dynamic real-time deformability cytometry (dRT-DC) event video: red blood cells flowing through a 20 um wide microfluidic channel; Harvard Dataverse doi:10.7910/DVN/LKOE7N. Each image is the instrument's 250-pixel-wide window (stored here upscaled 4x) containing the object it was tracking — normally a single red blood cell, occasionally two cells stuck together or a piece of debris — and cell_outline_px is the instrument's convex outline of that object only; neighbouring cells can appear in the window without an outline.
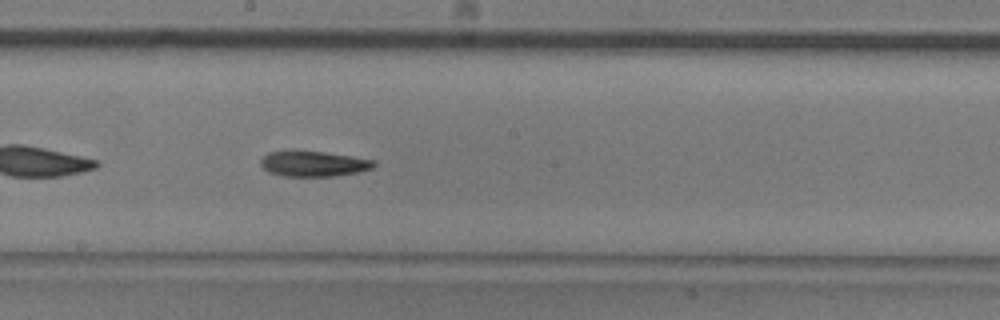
{"species": "common noctule bat (a hibernating species)", "species_latin": "Nyctalus noctula", "temperature_condition": "room temperature", "stored_images_in_passage": 21, "camera_frame_rate_fps": 3000, "um_per_image_px": 0.085, "animal": {"sex": "male", "body_mass_g": 20.5, "forearm_length_mm": 52.5}, "frame": {"image": 1, "passage_image": 14, "time_ms": 4.333, "image_size_px": [1000, 320], "cell_outline_px": [[376, 164], [372, 168], [356, 172], [336, 176], [284, 176], [268, 172], [260, 164], [260, 160], [268, 152], [324, 152], [352, 156], [376, 160]], "centroid_in_image_um": [26.68, 13.93], "position_along_channel_um": 221.5, "area_um2": 16.47}}
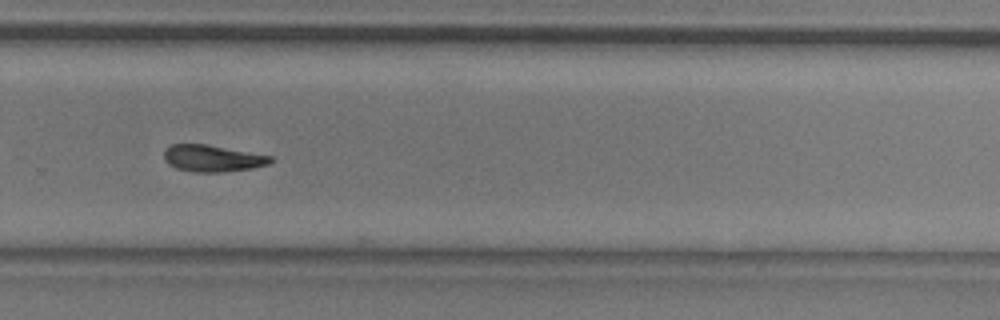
{"frame": {"image": 2, "passage_image": 21, "time_ms": 6.667, "image_size_px": [1000, 320], "cell_outline_px": [[272, 160], [268, 164], [252, 168], [220, 172], [192, 172], [176, 168], [168, 164], [164, 160], [164, 152], [172, 144], [208, 144], [272, 156]], "centroid_in_image_um": [18.04, 13.46], "position_along_channel_um": 311.8, "area_um2": 16.53}}